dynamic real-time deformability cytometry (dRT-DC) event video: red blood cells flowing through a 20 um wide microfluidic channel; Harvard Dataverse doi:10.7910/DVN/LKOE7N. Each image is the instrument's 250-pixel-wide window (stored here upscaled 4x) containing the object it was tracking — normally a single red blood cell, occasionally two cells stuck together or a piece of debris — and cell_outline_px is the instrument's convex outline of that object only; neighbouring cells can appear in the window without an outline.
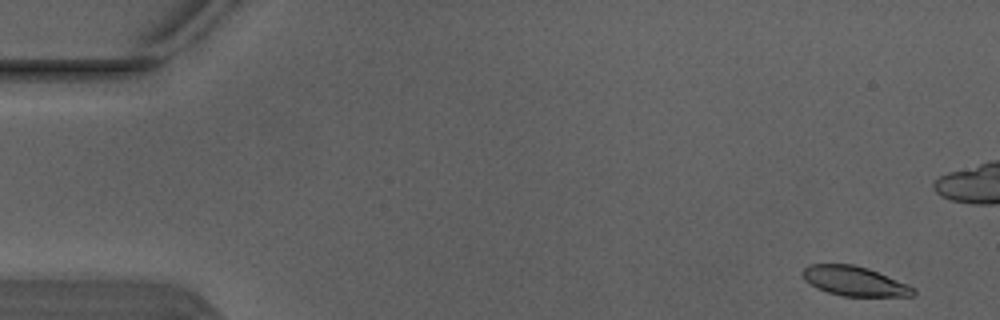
{"species": "Egyptian fruit bat (a non-hibernating species)", "species_latin": "Rousettus aegyptiacus", "temperature_condition": "warm", "stored_images_in_passage": 5, "camera_frame_rate_fps": 3000, "um_per_image_px": 0.085, "animal": {"sex": "male"}, "frame": {"image": 1, "passage_image": 1, "time_ms": 0.0, "image_size_px": [1000, 320], "cell_outline_px": [[916, 292], [912, 296], [844, 296], [828, 292], [816, 288], [804, 280], [804, 268], [808, 264], [852, 264], [868, 268], [908, 284], [916, 288]], "centroid_in_image_um": [72.65, 23.89], "position_along_channel_um": 12.3, "area_um2": 19.02}}